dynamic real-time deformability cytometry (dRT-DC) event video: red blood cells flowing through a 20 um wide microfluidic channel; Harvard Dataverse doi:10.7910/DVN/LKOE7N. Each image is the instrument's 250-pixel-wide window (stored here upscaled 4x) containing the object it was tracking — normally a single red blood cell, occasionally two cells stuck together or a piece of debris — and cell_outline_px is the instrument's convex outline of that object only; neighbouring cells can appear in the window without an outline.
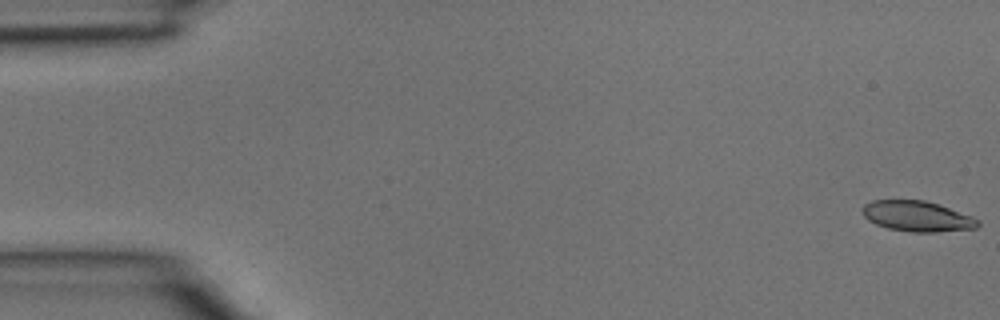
{"species": "common noctule bat (a hibernating species)", "species_latin": "Nyctalus noctula", "temperature_condition": "room temperature", "stored_images_in_passage": 4, "camera_frame_rate_fps": 3000, "um_per_image_px": 0.085, "animal": {"sex": "male", "body_mass_g": 15.6}, "frame": {"image": 1, "passage_image": 1, "time_ms": 0.0, "image_size_px": [1000, 320], "cell_outline_px": [[980, 224], [976, 228], [936, 232], [912, 232], [888, 228], [876, 224], [868, 220], [864, 216], [864, 204], [872, 200], [924, 200], [940, 204], [972, 216], [980, 220]], "centroid_in_image_um": [78.0, 18.38], "position_along_channel_um": 7.0, "area_um2": 20.52}}
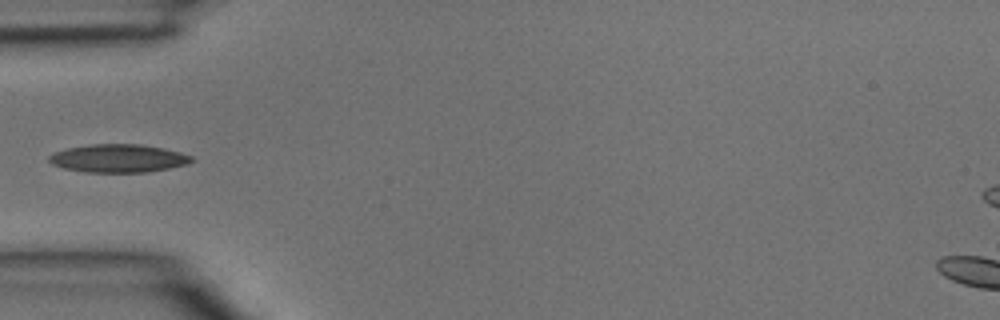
{"frame": {"image": 2, "passage_image": 4, "time_ms": 1.0, "image_size_px": [1000, 320], "cell_outline_px": [[196, 160], [188, 164], [168, 168], [144, 172], [84, 172], [64, 168], [52, 164], [48, 160], [48, 156], [52, 152], [68, 148], [92, 144], [140, 144], [164, 148], [180, 152], [192, 156]], "centroid_in_image_um": [10.06, 13.45], "position_along_channel_um": 74.9, "area_um2": 23.41}}